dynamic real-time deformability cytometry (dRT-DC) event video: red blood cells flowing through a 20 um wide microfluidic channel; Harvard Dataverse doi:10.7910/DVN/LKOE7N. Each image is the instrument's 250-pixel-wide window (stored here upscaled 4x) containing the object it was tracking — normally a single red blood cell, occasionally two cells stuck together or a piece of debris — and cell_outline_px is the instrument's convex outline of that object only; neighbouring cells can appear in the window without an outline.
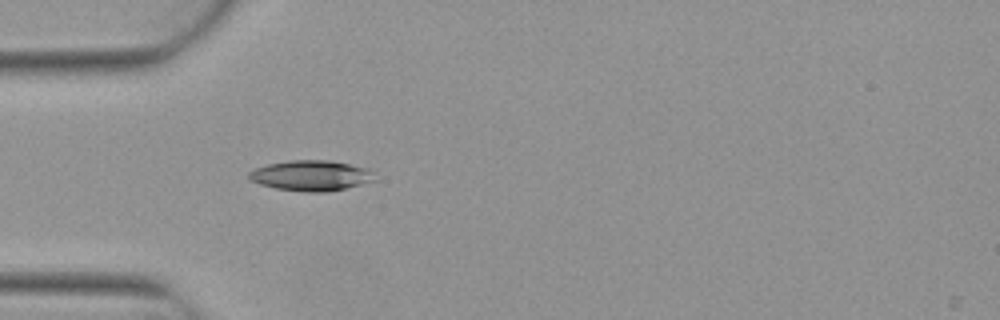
{"species": "Egyptian fruit bat (a non-hibernating species)", "species_latin": "Rousettus aegyptiacus", "temperature_condition": "warm", "stored_images_in_passage": 1, "camera_frame_rate_fps": 3000, "um_per_image_px": 0.085, "animal": {"sex": "female"}, "frame": {"image": 1, "passage_image": 1, "time_ms": 0.0, "image_size_px": [1000, 320], "cell_outline_px": [[376, 180], [328, 192], [308, 192], [276, 188], [260, 184], [252, 180], [248, 176], [248, 172], [256, 168], [268, 164], [292, 160], [328, 160], [368, 168], [372, 172]], "centroid_in_image_um": [26.44, 14.92], "position_along_channel_um": 58.6, "area_um2": 22.02}}